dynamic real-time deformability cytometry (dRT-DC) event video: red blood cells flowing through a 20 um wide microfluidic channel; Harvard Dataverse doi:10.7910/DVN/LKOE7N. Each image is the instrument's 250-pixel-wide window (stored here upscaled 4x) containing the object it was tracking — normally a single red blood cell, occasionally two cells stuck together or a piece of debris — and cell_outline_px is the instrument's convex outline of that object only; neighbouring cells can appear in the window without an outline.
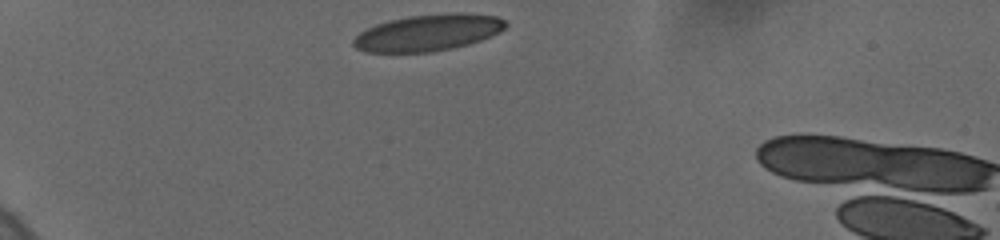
{"species": "human", "species_latin": "Homo sapiens", "temperature_condition": "cold", "stored_images_in_passage": 33, "camera_frame_rate_fps": 3000, "um_per_image_px": 0.085, "donor": {"sex": "female"}, "frame": {"image": 1, "passage_image": 1, "time_ms": 0.0, "image_size_px": [1000, 240], "cell_outline_px": [[508, 24], [500, 32], [492, 36], [468, 44], [452, 48], [432, 52], [364, 52], [356, 48], [352, 44], [352, 40], [360, 32], [376, 24], [388, 20], [408, 16], [452, 12], [464, 12], [496, 16], [504, 20]], "centroid_in_image_um": [36.39, 2.77], "position_along_channel_um": 48.6, "area_um2": 32.6}}
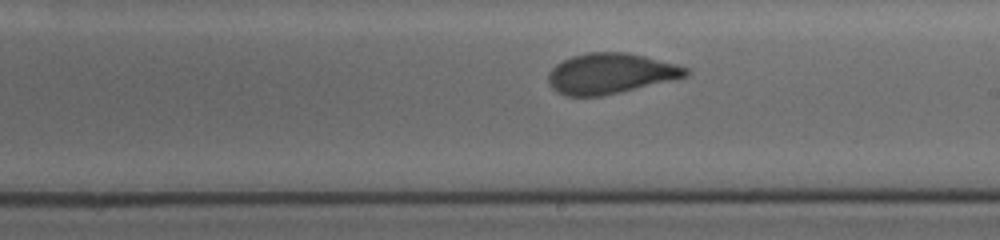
{"frame": {"image": 2, "passage_image": 20, "time_ms": 6.333, "image_size_px": [1000, 240], "cell_outline_px": [[692, 72], [688, 76], [620, 92], [600, 96], [564, 96], [556, 92], [548, 84], [548, 72], [556, 64], [572, 56], [588, 52], [624, 52], [644, 56], [676, 64], [688, 68]], "centroid_in_image_um": [51.86, 6.25], "position_along_channel_um": 237.1, "area_um2": 32.43}}
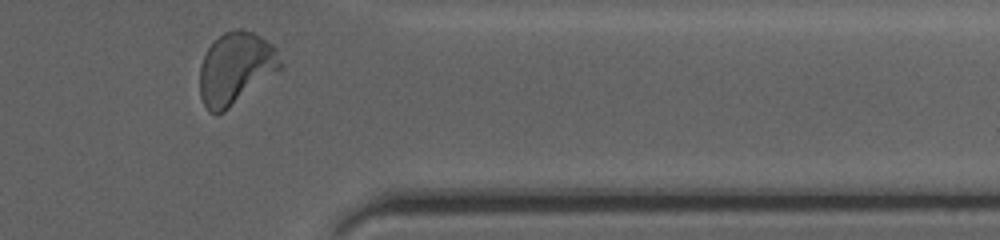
{"frame": {"image": 3, "passage_image": 32, "time_ms": 10.667, "image_size_px": [1000, 240], "cell_outline_px": [[284, 68], [224, 112], [208, 112], [200, 96], [200, 64], [208, 48], [224, 32], [240, 28], [252, 32], [260, 36], [272, 44], [276, 48], [284, 64]], "centroid_in_image_um": [20.07, 5.81], "position_along_channel_um": 391.3, "area_um2": 34.04}, "authors_computed_cell_mechanics": {"area_um2": 32.946, "velocity_mm_per_s": 3.6725, "shape_relaxation_time_tau1_ms": 3.4038, "shape_relaxation_time_tau2_ms": 0.7055, "deformation_change_tau1": 0.1373, "deformation_change_tau2": 0.0727}}